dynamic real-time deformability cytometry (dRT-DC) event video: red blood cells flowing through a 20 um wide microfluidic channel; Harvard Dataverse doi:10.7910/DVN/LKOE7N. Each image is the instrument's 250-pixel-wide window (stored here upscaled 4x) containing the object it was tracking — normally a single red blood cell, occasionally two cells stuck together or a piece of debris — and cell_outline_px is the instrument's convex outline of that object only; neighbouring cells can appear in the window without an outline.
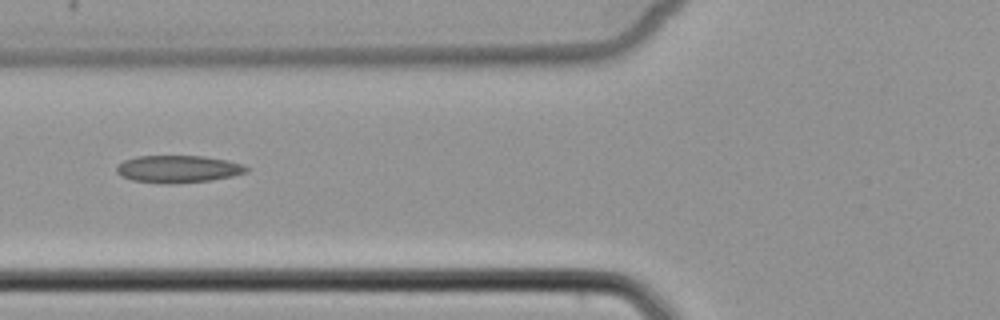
{"species": "common noctule bat (a hibernating species)", "species_latin": "Nyctalus noctula", "temperature_condition": "cold", "stored_images_in_passage": 5, "camera_frame_rate_fps": 3000, "um_per_image_px": 0.085, "animal": {"sex": "female", "body_mass_g": 22.7, "forearm_length_mm": 54.2}, "frame": {"image": 1, "passage_image": 5, "time_ms": 5.667, "image_size_px": [1000, 320], "cell_outline_px": [[248, 172], [232, 176], [212, 180], [168, 184], [132, 180], [120, 176], [116, 172], [116, 164], [124, 160], [136, 156], [204, 156], [228, 160], [244, 164], [248, 168]], "centroid_in_image_um": [15.13, 14.36], "position_along_channel_um": 110.7, "area_um2": 20.87}}